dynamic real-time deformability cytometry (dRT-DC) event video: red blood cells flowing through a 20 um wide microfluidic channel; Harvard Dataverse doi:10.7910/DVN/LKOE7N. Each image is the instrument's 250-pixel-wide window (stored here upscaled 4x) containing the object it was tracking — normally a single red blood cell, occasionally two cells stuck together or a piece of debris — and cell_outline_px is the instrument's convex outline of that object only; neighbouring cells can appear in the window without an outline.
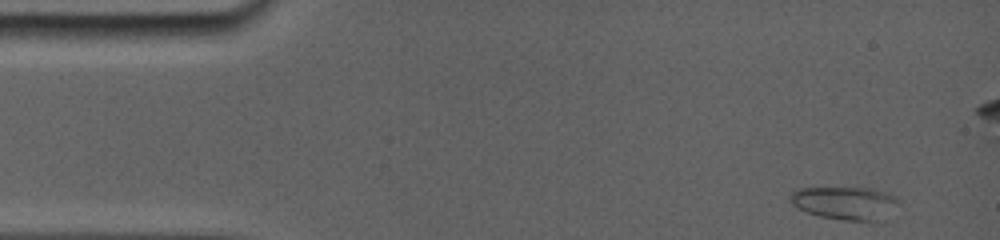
{"species": "common noctule bat (a hibernating species)", "species_latin": "Nyctalus noctula", "temperature_condition": "room temperature", "stored_images_in_passage": 25, "camera_frame_rate_fps": 5000, "um_per_image_px": 0.085, "animal": {"sex": "female", "body_mass_g": 19.0, "forearm_length_mm": 56.7}, "frame": {"image": 1, "passage_image": 1, "time_ms": 0.0, "image_size_px": [1000, 240], "cell_outline_px": [[904, 200], [900, 204], [868, 220], [844, 220], [820, 216], [796, 208], [788, 200], [788, 196], [792, 192], [800, 188], [864, 188], [896, 196]], "centroid_in_image_um": [71.7, 17.22], "position_along_channel_um": 13.3, "area_um2": 20.0}}
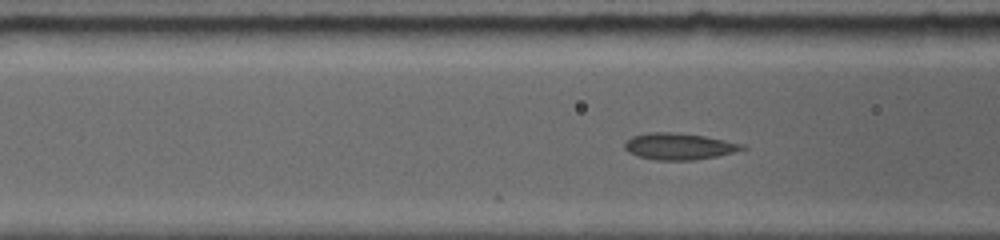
{"frame": {"image": 2, "passage_image": 16, "time_ms": 5.0, "image_size_px": [1000, 240], "cell_outline_px": [[744, 148], [732, 152], [716, 156], [692, 160], [656, 160], [636, 156], [628, 152], [624, 148], [624, 144], [632, 136], [656, 132], [664, 132], [704, 136], [740, 144]], "centroid_in_image_um": [57.62, 12.46], "position_along_channel_um": 109.0, "area_um2": 17.57}}